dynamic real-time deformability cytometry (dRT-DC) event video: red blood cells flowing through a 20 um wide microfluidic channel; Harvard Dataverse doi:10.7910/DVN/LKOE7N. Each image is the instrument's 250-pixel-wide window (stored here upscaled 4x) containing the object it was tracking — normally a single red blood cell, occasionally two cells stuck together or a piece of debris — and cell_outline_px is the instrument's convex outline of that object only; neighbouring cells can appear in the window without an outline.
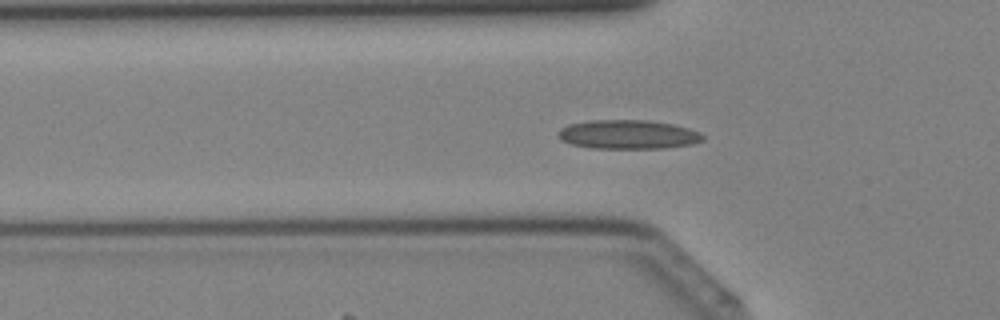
{"species": "Egyptian fruit bat (a non-hibernating species)", "species_latin": "Rousettus aegyptiacus", "temperature_condition": "cold", "stored_images_in_passage": 40, "camera_frame_rate_fps": 3000, "um_per_image_px": 0.085, "animal": {"sex": "female"}, "frame": {"image": 1, "passage_image": 13, "time_ms": 4.0, "image_size_px": [1000, 320], "cell_outline_px": [[704, 140], [692, 144], [664, 148], [588, 148], [572, 144], [560, 140], [556, 136], [556, 132], [560, 128], [568, 124], [588, 120], [648, 120], [672, 124], [688, 128], [700, 132], [704, 136]], "centroid_in_image_um": [53.33, 11.43], "position_along_channel_um": 72.5, "area_um2": 24.74}}
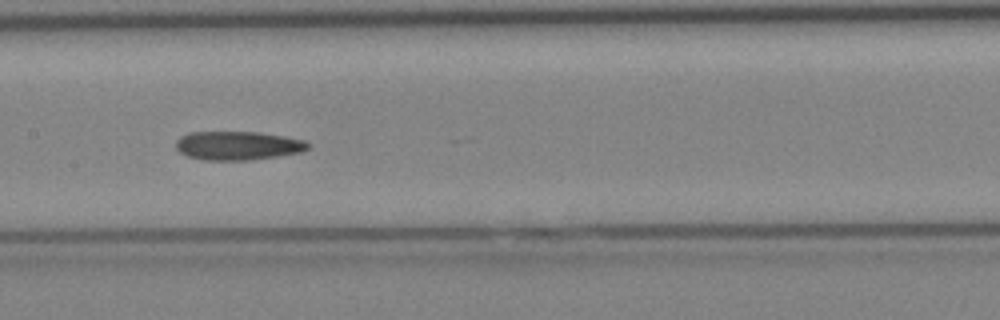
{"frame": {"image": 2, "passage_image": 20, "time_ms": 6.333, "image_size_px": [1000, 320], "cell_outline_px": [[312, 144], [308, 148], [300, 152], [276, 156], [248, 160], [204, 160], [188, 156], [180, 152], [176, 148], [176, 140], [180, 136], [188, 132], [256, 132], [284, 136], [304, 140]], "centroid_in_image_um": [20.2, 12.37], "position_along_channel_um": 187.2, "area_um2": 22.08}}
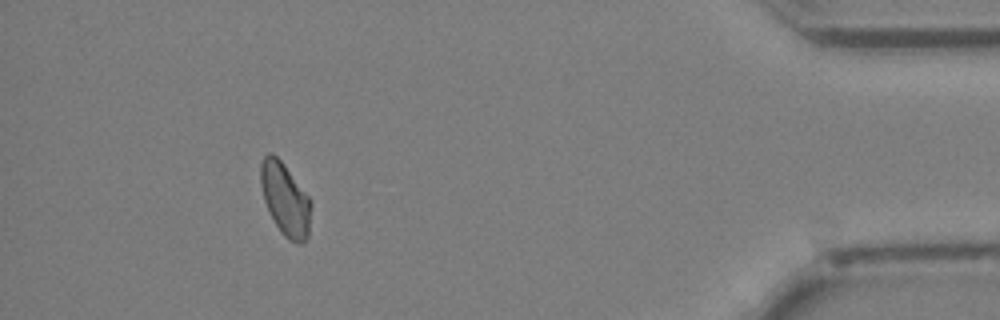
{"frame": {"image": 3, "passage_image": 37, "time_ms": 12.0, "image_size_px": [1000, 320], "cell_outline_px": [[312, 204], [308, 236], [304, 244], [296, 244], [288, 240], [284, 236], [276, 224], [264, 200], [260, 184], [260, 164], [264, 156], [268, 152], [272, 152], [284, 164], [312, 200]], "centroid_in_image_um": [24.26, 16.95], "position_along_channel_um": 410.9, "area_um2": 21.5}}